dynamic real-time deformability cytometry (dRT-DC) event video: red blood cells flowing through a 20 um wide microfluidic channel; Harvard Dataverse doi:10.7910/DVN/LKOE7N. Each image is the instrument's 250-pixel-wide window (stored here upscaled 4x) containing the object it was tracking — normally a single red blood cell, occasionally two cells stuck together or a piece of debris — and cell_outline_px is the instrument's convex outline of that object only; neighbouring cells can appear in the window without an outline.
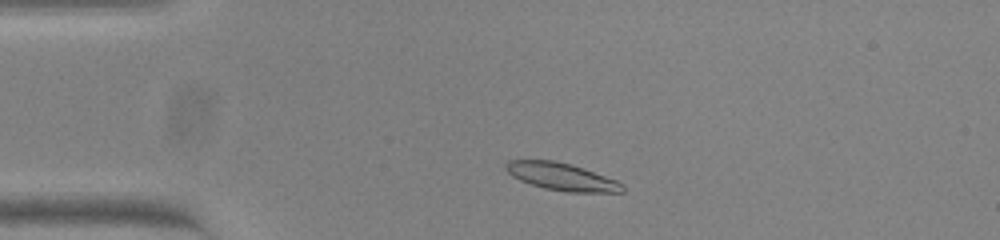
{"species": "common noctule bat (a hibernating species)", "species_latin": "Nyctalus noctula", "temperature_condition": "warm", "stored_images_in_passage": 47, "camera_frame_rate_fps": 3000, "um_per_image_px": 0.085, "animal": {"sex": "female", "body_mass_g": 23.0, "forearm_length_mm": 53.4}, "frame": {"image": 1, "passage_image": 5, "time_ms": 1.333, "image_size_px": [1000, 240], "cell_outline_px": [[624, 192], [564, 192], [544, 188], [520, 180], [512, 176], [504, 168], [504, 164], [508, 160], [552, 160], [572, 164], [584, 168], [616, 180], [624, 184]], "centroid_in_image_um": [47.74, 15.01], "position_along_channel_um": 37.3, "area_um2": 18.73}}
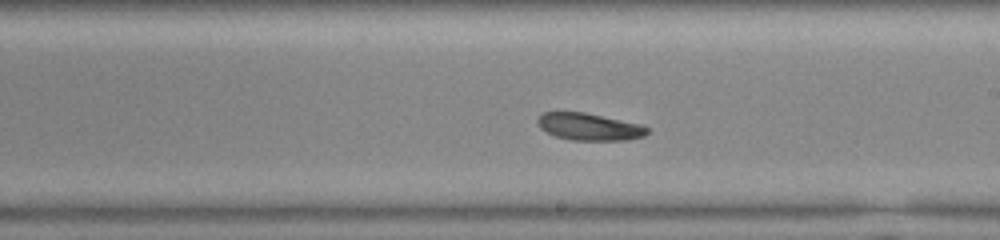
{"frame": {"image": 2, "passage_image": 24, "time_ms": 7.667, "image_size_px": [1000, 240], "cell_outline_px": [[648, 132], [644, 136], [628, 140], [572, 140], [556, 136], [540, 128], [536, 124], [536, 120], [544, 112], [584, 112], [640, 124], [648, 128]], "centroid_in_image_um": [50.07, 10.77], "position_along_channel_um": 238.9, "area_um2": 17.22}}
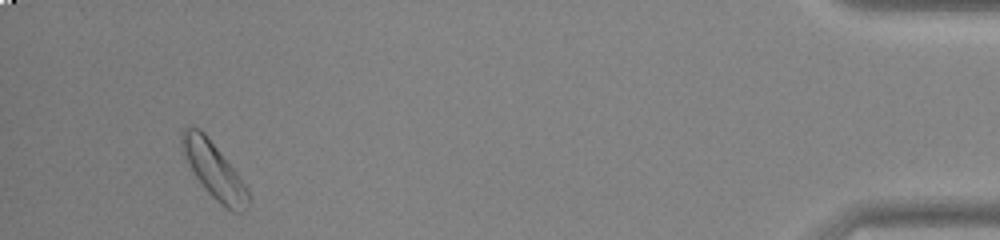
{"frame": {"image": 3, "passage_image": 44, "time_ms": 14.333, "image_size_px": [1000, 240], "cell_outline_px": [[248, 204], [244, 212], [232, 212], [220, 204], [204, 188], [196, 176], [184, 156], [180, 144], [180, 132], [184, 128], [200, 128], [204, 132], [236, 172], [244, 184], [248, 192]], "centroid_in_image_um": [18.16, 14.47], "position_along_channel_um": 417.0, "area_um2": 21.15}, "authors_computed_cell_mechanics": {"area_um2": 18.4382, "velocity_mm_per_s": 3.7734, "shape_relaxation_time_tau1_ms": 2.8025, "shape_relaxation_time_tau2_ms": null, "deformation_change_tau1": 0.0761, "deformation_change_tau2": null}}